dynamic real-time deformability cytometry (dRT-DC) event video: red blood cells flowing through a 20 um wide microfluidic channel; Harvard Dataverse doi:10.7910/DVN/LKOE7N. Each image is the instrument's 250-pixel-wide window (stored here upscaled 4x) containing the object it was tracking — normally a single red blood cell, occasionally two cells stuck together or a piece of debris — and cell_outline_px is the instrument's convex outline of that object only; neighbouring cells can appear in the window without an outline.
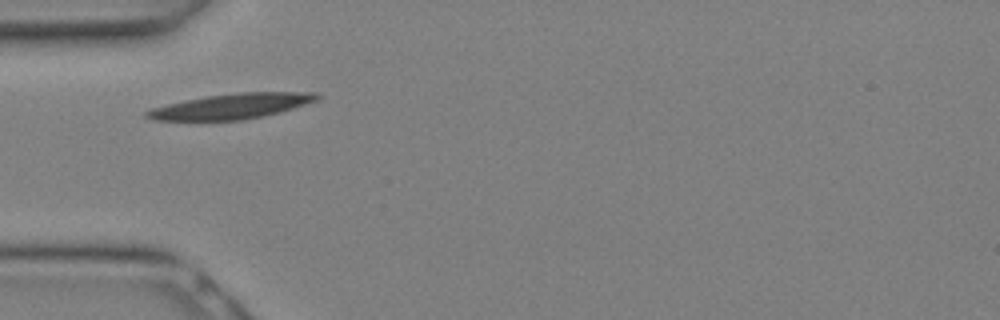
{"species": "Egyptian fruit bat (a non-hibernating species)", "species_latin": "Rousettus aegyptiacus", "temperature_condition": "warm", "stored_images_in_passage": 4, "camera_frame_rate_fps": 3000, "um_per_image_px": 0.085, "animal": {"sex": "female"}, "frame": {"image": 1, "passage_image": 1, "time_ms": 0.0, "image_size_px": [1000, 320], "cell_outline_px": [[320, 96], [316, 100], [280, 112], [264, 116], [244, 120], [156, 120], [144, 116], [144, 112], [152, 108], [168, 104], [208, 96], [240, 92], [316, 92]], "centroid_in_image_um": [19.68, 9.03], "position_along_channel_um": 65.3, "area_um2": 24.68}}
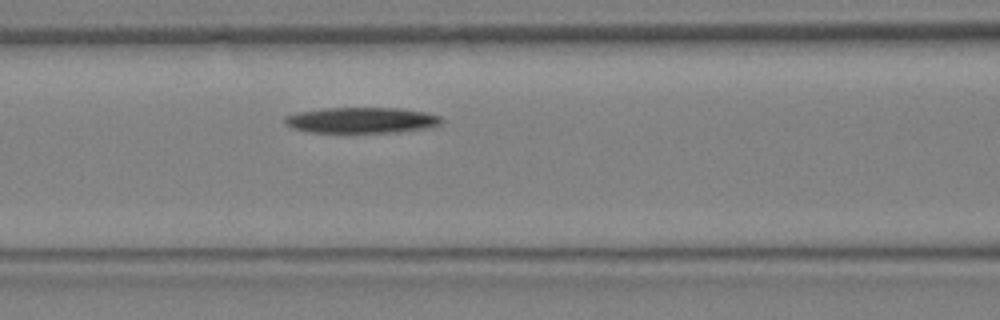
{"frame": {"image": 2, "passage_image": 4, "time_ms": 1.0, "image_size_px": [1000, 320], "cell_outline_px": [[444, 120], [436, 128], [400, 132], [308, 132], [292, 128], [284, 124], [284, 116], [296, 112], [320, 108], [400, 108], [424, 112], [440, 116]], "centroid_in_image_um": [30.75, 10.22], "position_along_channel_um": 135.8, "area_um2": 23.99}}